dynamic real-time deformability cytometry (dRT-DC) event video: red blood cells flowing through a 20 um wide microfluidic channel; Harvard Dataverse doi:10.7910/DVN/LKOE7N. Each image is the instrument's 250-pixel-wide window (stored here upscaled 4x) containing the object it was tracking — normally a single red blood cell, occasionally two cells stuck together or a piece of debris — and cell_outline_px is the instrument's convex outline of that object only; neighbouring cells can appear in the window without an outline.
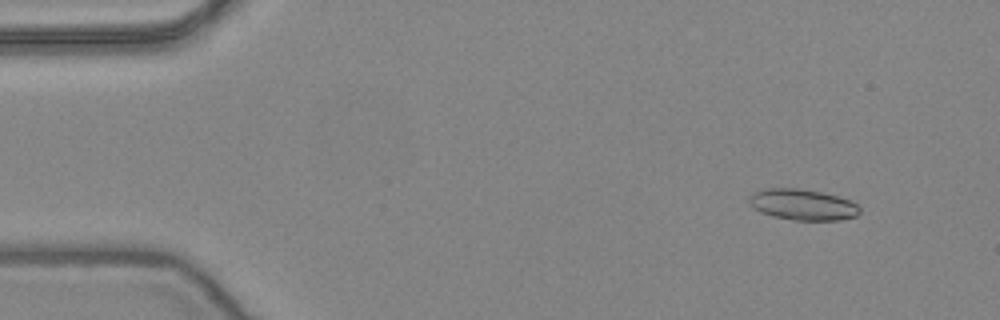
{"species": "common noctule bat (a hibernating species)", "species_latin": "Nyctalus noctula", "temperature_condition": "warm", "stored_images_in_passage": 52, "camera_frame_rate_fps": 3000, "um_per_image_px": 0.085, "animal": {"sex": "female", "body_mass_g": 24.6, "forearm_length_mm": 56.2}, "frame": {"image": 1, "passage_image": 5, "time_ms": 1.333, "image_size_px": [1000, 320], "cell_outline_px": [[860, 212], [856, 216], [840, 220], [792, 220], [772, 216], [760, 212], [748, 200], [752, 192], [764, 188], [800, 188], [820, 192], [836, 196], [848, 200], [856, 204], [860, 208]], "centroid_in_image_um": [68.21, 17.39], "position_along_channel_um": 16.8, "area_um2": 19.88}}
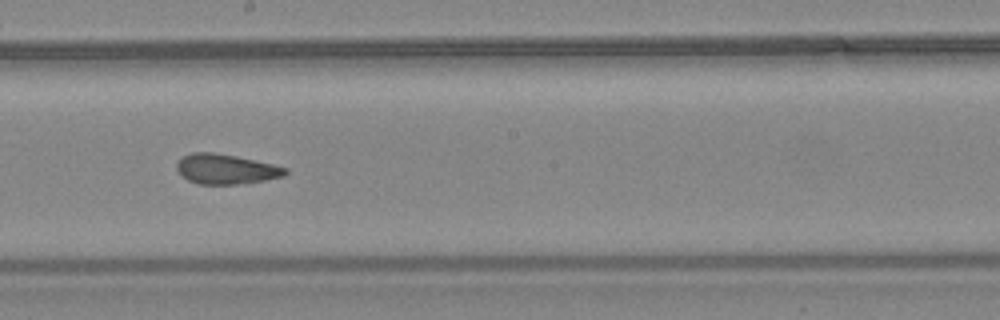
{"frame": {"image": 2, "passage_image": 29, "time_ms": 9.333, "image_size_px": [1000, 320], "cell_outline_px": [[288, 172], [284, 176], [264, 180], [236, 184], [200, 184], [188, 180], [180, 176], [176, 168], [176, 164], [184, 156], [192, 152], [212, 152], [236, 156], [256, 160], [288, 168]], "centroid_in_image_um": [19.19, 14.37], "position_along_channel_um": 229.0, "area_um2": 18.9}}
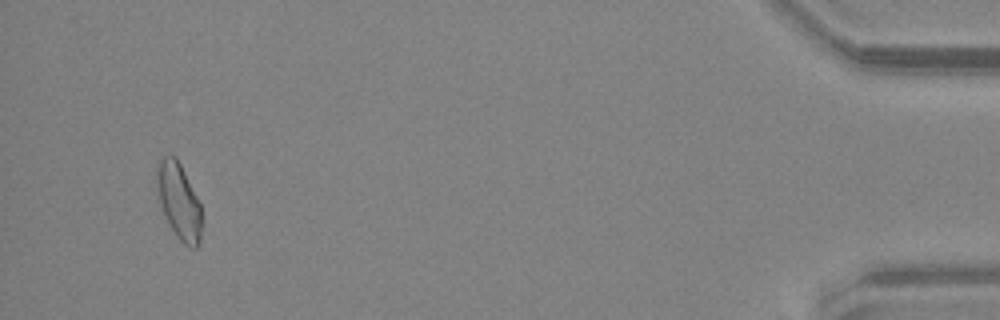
{"frame": {"image": 3, "passage_image": 50, "time_ms": 16.333, "image_size_px": [1000, 320], "cell_outline_px": [[204, 224], [200, 244], [196, 248], [192, 248], [184, 244], [176, 236], [168, 224], [160, 204], [156, 188], [156, 164], [164, 156], [176, 156], [200, 204]], "centroid_in_image_um": [15.22, 17.16], "position_along_channel_um": 420.0, "area_um2": 20.29}, "authors_computed_cell_mechanics": {"area_um2": 19.4786, "velocity_mm_per_s": 3.8961, "shape_relaxation_time_tau1_ms": null, "shape_relaxation_time_tau2_ms": 2.2894, "deformation_change_tau1": null, "deformation_change_tau2": 0.0845}}